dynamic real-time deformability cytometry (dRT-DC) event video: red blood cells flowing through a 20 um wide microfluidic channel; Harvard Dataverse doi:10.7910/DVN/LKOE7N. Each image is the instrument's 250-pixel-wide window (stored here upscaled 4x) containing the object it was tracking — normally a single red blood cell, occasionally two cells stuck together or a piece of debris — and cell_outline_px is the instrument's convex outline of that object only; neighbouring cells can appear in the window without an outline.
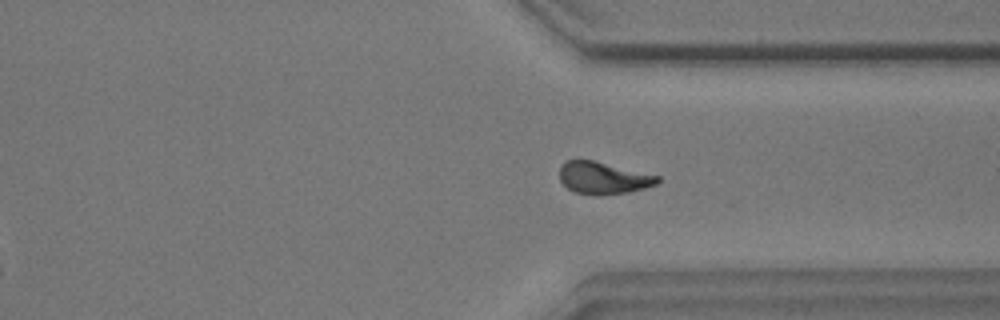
{"species": "common noctule bat (a hibernating species)", "species_latin": "Nyctalus noctula", "temperature_condition": "warm", "stored_images_in_passage": 58, "camera_frame_rate_fps": 3000, "um_per_image_px": 0.085, "animal": {"sex": "male", "body_mass_g": 17.9}, "frame": {"image": 1, "passage_image": 42, "time_ms": 13.667, "image_size_px": [1000, 320], "cell_outline_px": [[660, 180], [656, 184], [644, 188], [628, 192], [576, 192], [568, 188], [560, 180], [560, 168], [564, 160], [592, 160], [660, 176]], "centroid_in_image_um": [51.28, 15.07], "position_along_channel_um": 360.1, "area_um2": 17.46}}
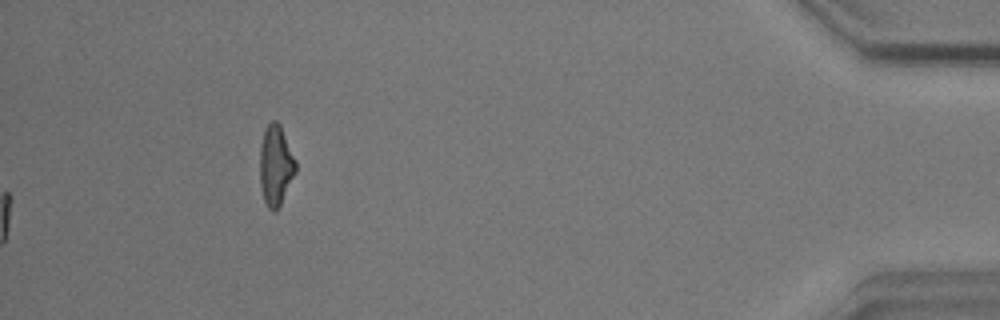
{"frame": {"image": 2, "passage_image": 58, "time_ms": 19.0, "image_size_px": [1000, 320], "cell_outline_px": [[296, 172], [276, 212], [272, 212], [268, 208], [264, 200], [260, 184], [260, 148], [264, 132], [268, 124], [272, 120], [276, 120], [280, 124], [296, 160]], "centroid_in_image_um": [23.44, 14.06], "position_along_channel_um": 411.8, "area_um2": 16.7}, "authors_computed_cell_mechanics": {"area_um2": 18.3804, "velocity_mm_per_s": 3.5099, "shape_relaxation_time_tau1_ms": 5.7129, "shape_relaxation_time_tau2_ms": 3.2193, "deformation_change_tau1": 0.193, "deformation_change_tau2": 0.0964}}